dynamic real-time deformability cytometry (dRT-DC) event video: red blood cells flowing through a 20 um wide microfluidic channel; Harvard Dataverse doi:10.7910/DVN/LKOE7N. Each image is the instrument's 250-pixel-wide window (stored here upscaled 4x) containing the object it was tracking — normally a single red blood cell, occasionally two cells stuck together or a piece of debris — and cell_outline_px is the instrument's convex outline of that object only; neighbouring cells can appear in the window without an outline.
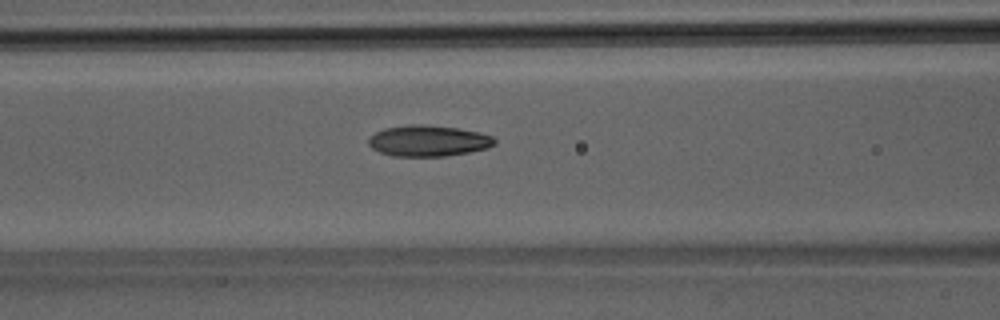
{"species": "Egyptian fruit bat (a non-hibernating species)", "species_latin": "Rousettus aegyptiacus", "temperature_condition": "room temperature", "stored_images_in_passage": 32, "camera_frame_rate_fps": 3000, "um_per_image_px": 0.085, "animal": {"sex": "male"}, "frame": {"image": 1, "passage_image": 9, "time_ms": 2.667, "image_size_px": [1000, 320], "cell_outline_px": [[496, 144], [488, 148], [468, 152], [444, 156], [392, 156], [380, 152], [372, 148], [368, 144], [368, 140], [376, 132], [384, 128], [408, 124], [424, 124], [460, 128], [480, 132], [492, 136], [496, 140]], "centroid_in_image_um": [36.42, 11.96], "position_along_channel_um": 130.2, "area_um2": 22.95}}
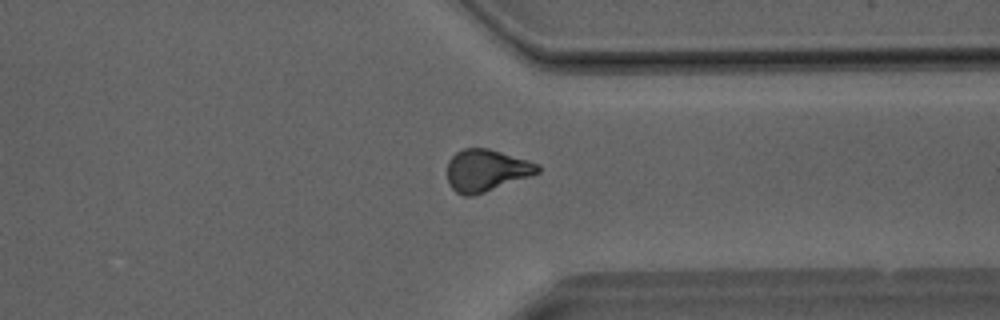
{"frame": {"image": 2, "passage_image": 23, "time_ms": 7.333, "image_size_px": [1000, 320], "cell_outline_px": [[540, 172], [532, 176], [472, 196], [464, 196], [456, 192], [448, 184], [448, 160], [456, 152], [464, 148], [488, 148], [528, 160], [540, 164]], "centroid_in_image_um": [41.34, 14.48], "position_along_channel_um": 370.1, "area_um2": 22.2}}
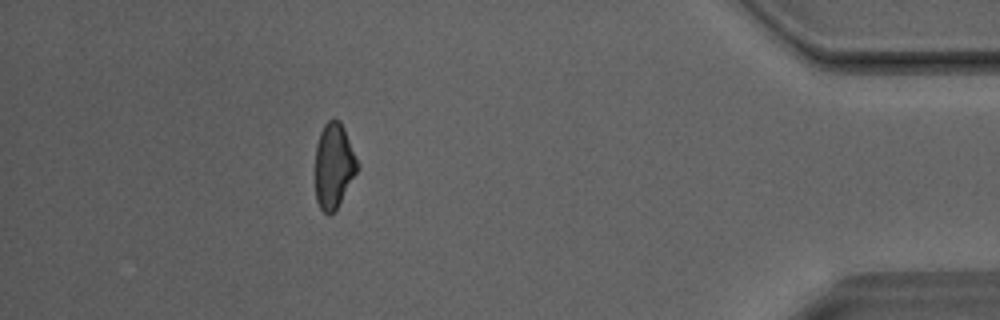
{"frame": {"image": 3, "passage_image": 28, "time_ms": 9.0, "image_size_px": [1000, 320], "cell_outline_px": [[360, 164], [356, 172], [336, 208], [328, 216], [320, 208], [316, 200], [316, 144], [320, 132], [324, 124], [328, 120], [340, 120], [344, 128]], "centroid_in_image_um": [28.37, 14.05], "position_along_channel_um": 406.8, "area_um2": 20.63}}